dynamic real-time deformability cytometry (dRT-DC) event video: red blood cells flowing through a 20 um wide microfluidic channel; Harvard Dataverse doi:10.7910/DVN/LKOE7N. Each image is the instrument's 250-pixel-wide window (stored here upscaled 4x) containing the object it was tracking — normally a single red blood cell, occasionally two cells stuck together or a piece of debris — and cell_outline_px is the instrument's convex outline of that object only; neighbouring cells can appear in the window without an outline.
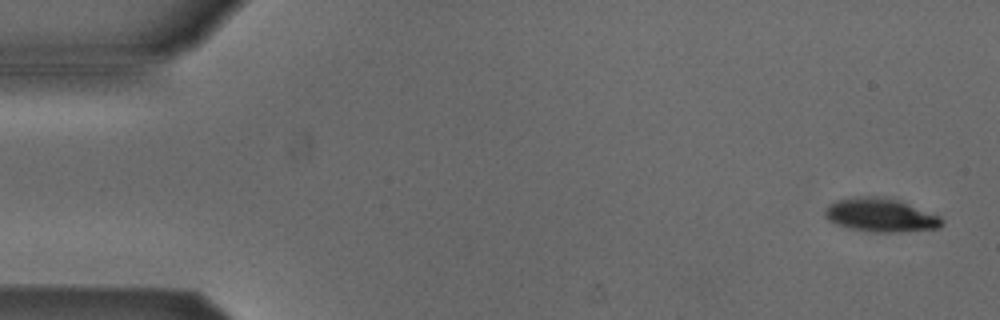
{"species": "Egyptian fruit bat (a non-hibernating species)", "species_latin": "Rousettus aegyptiacus", "temperature_condition": "cold", "stored_images_in_passage": 7, "camera_frame_rate_fps": 3000, "um_per_image_px": 0.085, "animal": {"sex": "male"}, "frame": {"image": 1, "passage_image": 1, "time_ms": 0.0, "image_size_px": [1000, 320], "cell_outline_px": [[944, 224], [940, 228], [900, 232], [872, 232], [852, 228], [836, 224], [828, 220], [824, 216], [824, 208], [828, 204], [836, 200], [856, 196], [884, 196], [900, 200], [940, 216], [944, 220]], "centroid_in_image_um": [74.85, 18.27], "position_along_channel_um": 10.1, "area_um2": 23.24}}
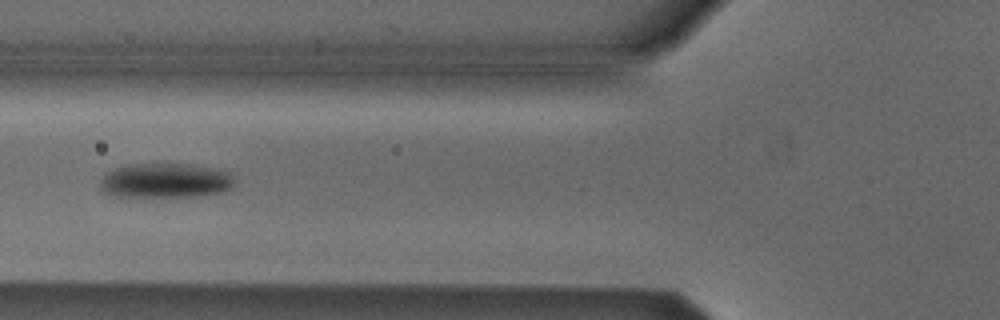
{"frame": {"image": 2, "passage_image": 6, "time_ms": 6.0, "image_size_px": [1000, 320], "cell_outline_px": [[236, 180], [232, 188], [224, 192], [200, 196], [116, 196], [104, 192], [100, 188], [100, 180], [108, 172], [116, 168], [128, 164], [156, 160], [160, 160], [196, 164], [216, 168], [228, 172]], "centroid_in_image_um": [14.1, 15.29], "position_along_channel_um": 111.7, "area_um2": 28.38}}
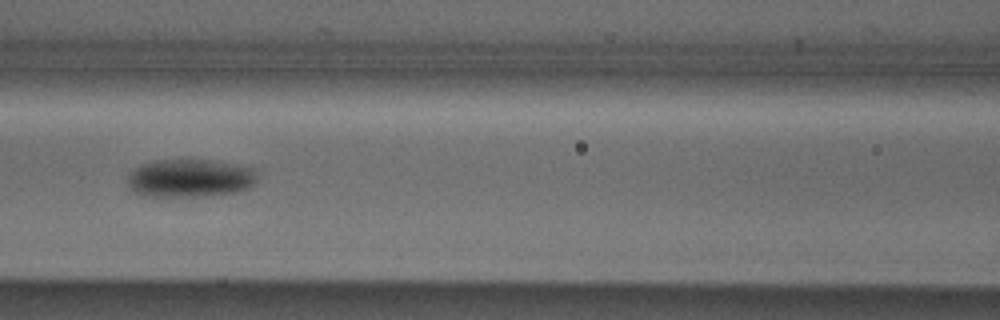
{"frame": {"image": 3, "passage_image": 7, "time_ms": 7.0, "image_size_px": [1000, 320], "cell_outline_px": [[256, 180], [248, 188], [240, 192], [208, 196], [144, 196], [136, 192], [128, 184], [128, 176], [136, 168], [144, 164], [156, 160], [192, 156], [236, 164], [256, 168]], "centroid_in_image_um": [16.21, 15.1], "position_along_channel_um": 150.4, "area_um2": 29.65}}